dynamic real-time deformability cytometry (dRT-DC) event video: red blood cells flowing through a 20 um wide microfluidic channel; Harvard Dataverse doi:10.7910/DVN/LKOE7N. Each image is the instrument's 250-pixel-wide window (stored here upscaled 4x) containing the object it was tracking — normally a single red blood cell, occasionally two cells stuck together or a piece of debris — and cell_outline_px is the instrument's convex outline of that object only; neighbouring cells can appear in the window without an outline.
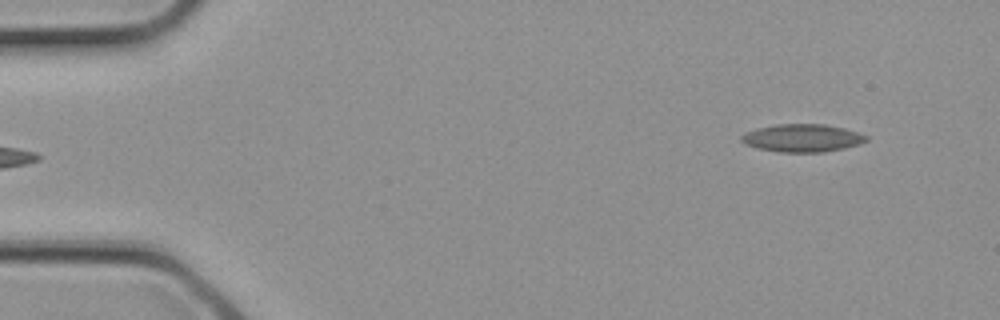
{"species": "common noctule bat (a hibernating species)", "species_latin": "Nyctalus noctula", "temperature_condition": "cold", "stored_images_in_passage": 3, "segment_of_instrument_passage": [2, 2], "camera_frame_rate_fps": 3000, "um_per_image_px": 0.085, "animal": {"sex": "female", "body_mass_g": 21.9}, "frame": {"image": 1, "passage_image": 3, "time_ms": 0.667, "image_size_px": [1000, 320], "cell_outline_px": [[868, 140], [860, 144], [844, 148], [824, 152], [776, 152], [756, 148], [744, 144], [740, 140], [740, 136], [756, 128], [776, 124], [824, 124], [844, 128], [868, 136]], "centroid_in_image_um": [68.17, 11.74], "position_along_channel_um": 16.8, "area_um2": 20.35}}